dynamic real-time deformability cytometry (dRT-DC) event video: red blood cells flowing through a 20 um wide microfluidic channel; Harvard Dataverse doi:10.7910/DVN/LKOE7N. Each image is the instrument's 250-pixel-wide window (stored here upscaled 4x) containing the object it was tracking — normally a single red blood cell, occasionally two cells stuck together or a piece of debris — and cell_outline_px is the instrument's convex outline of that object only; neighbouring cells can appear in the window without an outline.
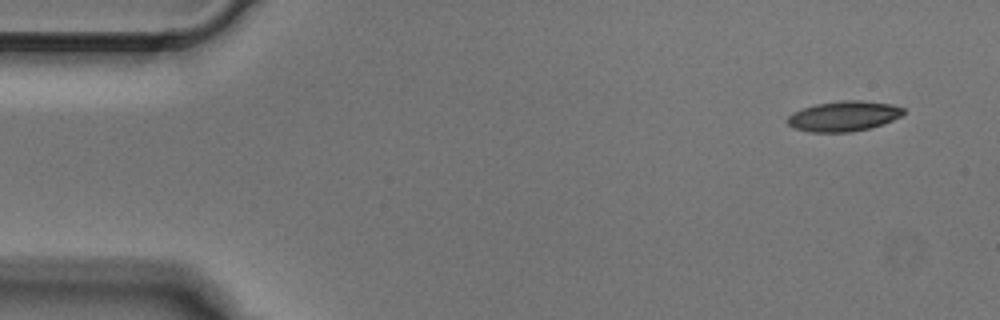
{"species": "Egyptian fruit bat (a non-hibernating species)", "species_latin": "Rousettus aegyptiacus", "temperature_condition": "cold", "stored_images_in_passage": 3, "camera_frame_rate_fps": 3000, "um_per_image_px": 0.085, "animal": {"sex": "male"}, "frame": {"image": 1, "passage_image": 1, "time_ms": 0.0, "image_size_px": [1000, 320], "cell_outline_px": [[904, 112], [900, 116], [892, 120], [868, 128], [852, 132], [808, 132], [792, 128], [784, 120], [792, 112], [800, 108], [816, 104], [840, 100], [860, 100], [892, 104], [904, 108]], "centroid_in_image_um": [71.63, 9.87], "position_along_channel_um": 13.4, "area_um2": 20.58}}
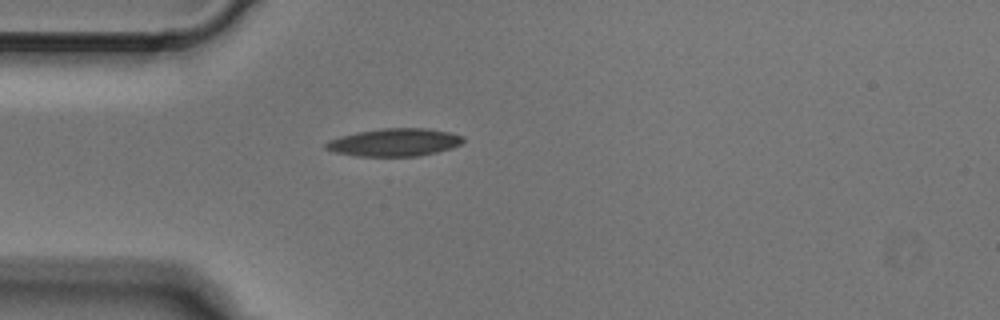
{"frame": {"image": 2, "passage_image": 3, "time_ms": 0.667, "image_size_px": [1000, 320], "cell_outline_px": [[464, 140], [460, 144], [452, 148], [420, 156], [356, 156], [336, 152], [324, 148], [324, 144], [328, 140], [340, 136], [356, 132], [380, 128], [424, 128], [452, 132], [464, 136]], "centroid_in_image_um": [33.53, 12.09], "position_along_channel_um": 51.5, "area_um2": 22.37}}